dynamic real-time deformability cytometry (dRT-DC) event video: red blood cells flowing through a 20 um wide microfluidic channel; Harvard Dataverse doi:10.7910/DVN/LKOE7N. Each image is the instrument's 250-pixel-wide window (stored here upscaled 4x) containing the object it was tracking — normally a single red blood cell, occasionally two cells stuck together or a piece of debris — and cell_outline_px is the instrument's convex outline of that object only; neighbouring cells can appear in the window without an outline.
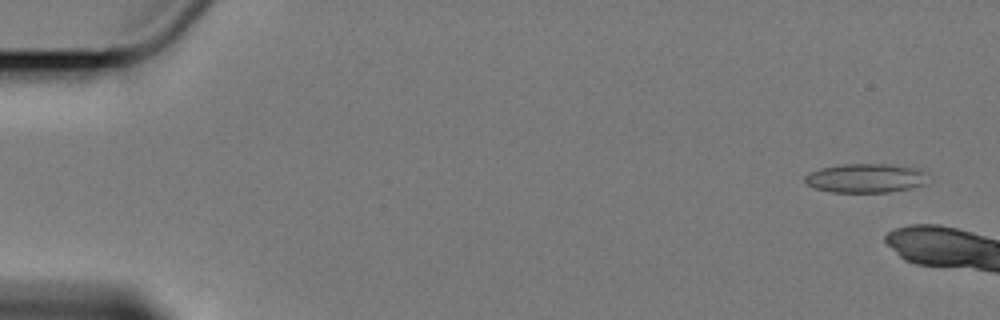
{"species": "Egyptian fruit bat (a non-hibernating species)", "species_latin": "Rousettus aegyptiacus", "temperature_condition": "cold", "stored_images_in_passage": 3, "camera_frame_rate_fps": 3000, "um_per_image_px": 0.085, "animal": {"sex": "female"}, "frame": {"image": 1, "passage_image": 1, "time_ms": 0.0, "image_size_px": [1000, 320], "cell_outline_px": [[928, 172], [924, 184], [908, 188], [888, 192], [832, 192], [812, 188], [804, 180], [804, 176], [808, 172], [820, 168], [840, 164], [892, 164], [924, 168]], "centroid_in_image_um": [73.59, 15.12], "position_along_channel_um": 11.4, "area_um2": 21.21}}